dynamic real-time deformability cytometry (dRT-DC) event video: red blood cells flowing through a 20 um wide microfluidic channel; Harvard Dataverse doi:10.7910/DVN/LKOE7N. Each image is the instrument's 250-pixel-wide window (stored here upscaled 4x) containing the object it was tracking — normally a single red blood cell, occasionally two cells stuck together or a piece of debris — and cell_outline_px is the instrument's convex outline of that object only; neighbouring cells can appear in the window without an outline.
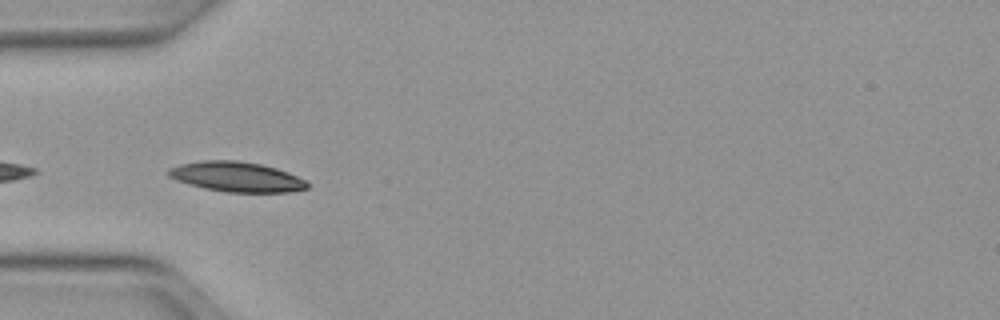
{"species": "Egyptian fruit bat (a non-hibernating species)", "species_latin": "Rousettus aegyptiacus", "temperature_condition": "warm", "stored_images_in_passage": 23, "camera_frame_rate_fps": 3000, "um_per_image_px": 0.085, "animal": {"sex": "female"}, "frame": {"image": 1, "passage_image": 1, "time_ms": 0.0, "image_size_px": [1000, 320], "cell_outline_px": [[308, 188], [288, 192], [224, 192], [204, 188], [188, 184], [176, 180], [168, 176], [168, 168], [180, 164], [200, 160], [240, 160], [260, 164], [276, 168], [288, 172], [304, 180], [308, 184]], "centroid_in_image_um": [20.07, 15.02], "position_along_channel_um": 64.9, "area_um2": 24.28}}